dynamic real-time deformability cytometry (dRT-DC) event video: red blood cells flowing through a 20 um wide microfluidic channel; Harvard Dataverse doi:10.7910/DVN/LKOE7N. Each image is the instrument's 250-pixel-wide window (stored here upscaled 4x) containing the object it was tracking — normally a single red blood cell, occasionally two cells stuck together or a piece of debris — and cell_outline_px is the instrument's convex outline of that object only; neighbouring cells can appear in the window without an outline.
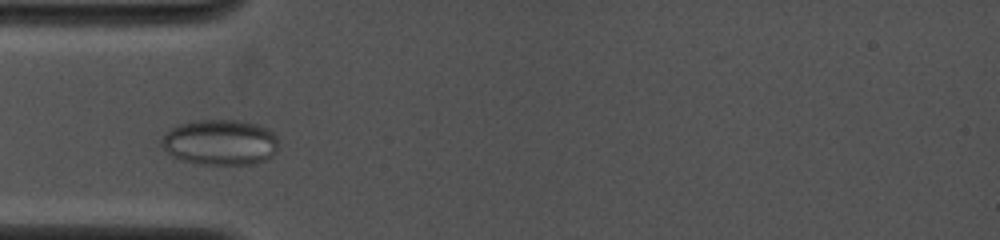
{"species": "common noctule bat (a hibernating species)", "species_latin": "Nyctalus noctula", "temperature_condition": "cold", "stored_images_in_passage": 28, "camera_frame_rate_fps": 4000, "um_per_image_px": 0.085, "animal": {"sex": "female", "body_mass_g": 19.0, "forearm_length_mm": 53.3}, "frame": {"image": 1, "passage_image": 10, "time_ms": 2.5, "image_size_px": [1000, 240], "cell_outline_px": [[276, 148], [272, 156], [264, 160], [252, 164], [204, 164], [180, 160], [172, 156], [160, 144], [160, 140], [172, 128], [180, 124], [192, 120], [236, 120], [256, 124], [268, 128], [276, 136]], "centroid_in_image_um": [18.69, 12.09], "position_along_channel_um": 66.3, "area_um2": 30.87}}
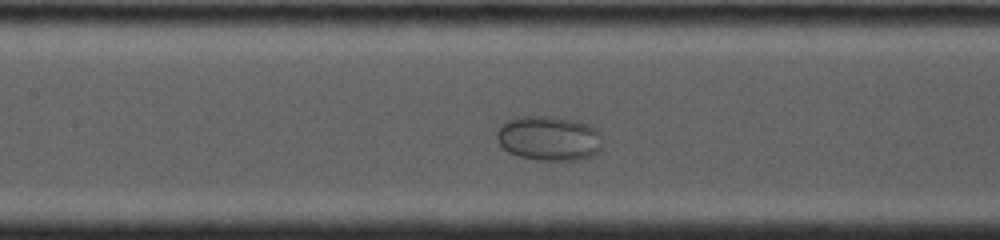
{"frame": {"image": 2, "passage_image": 17, "time_ms": 5.0, "image_size_px": [1000, 240], "cell_outline_px": [[600, 148], [592, 156], [576, 160], [536, 160], [520, 156], [508, 152], [500, 144], [496, 136], [496, 132], [508, 120], [524, 116], [556, 116], [576, 120], [588, 124], [596, 128], [600, 132]], "centroid_in_image_um": [46.67, 11.75], "position_along_channel_um": 160.7, "area_um2": 27.46}}
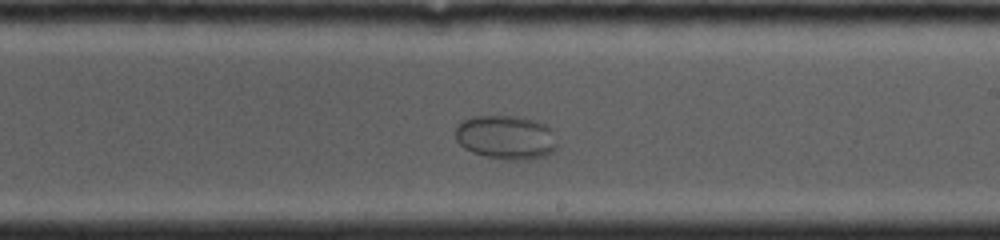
{"frame": {"image": 3, "passage_image": 22, "time_ms": 7.25, "image_size_px": [1000, 240], "cell_outline_px": [[556, 148], [552, 152], [544, 156], [528, 160], [504, 160], [484, 156], [472, 152], [464, 148], [456, 140], [456, 128], [460, 120], [472, 116], [516, 116], [536, 120], [544, 124], [552, 132], [556, 144]], "centroid_in_image_um": [42.97, 11.68], "position_along_channel_um": 246.0, "area_um2": 26.24}}